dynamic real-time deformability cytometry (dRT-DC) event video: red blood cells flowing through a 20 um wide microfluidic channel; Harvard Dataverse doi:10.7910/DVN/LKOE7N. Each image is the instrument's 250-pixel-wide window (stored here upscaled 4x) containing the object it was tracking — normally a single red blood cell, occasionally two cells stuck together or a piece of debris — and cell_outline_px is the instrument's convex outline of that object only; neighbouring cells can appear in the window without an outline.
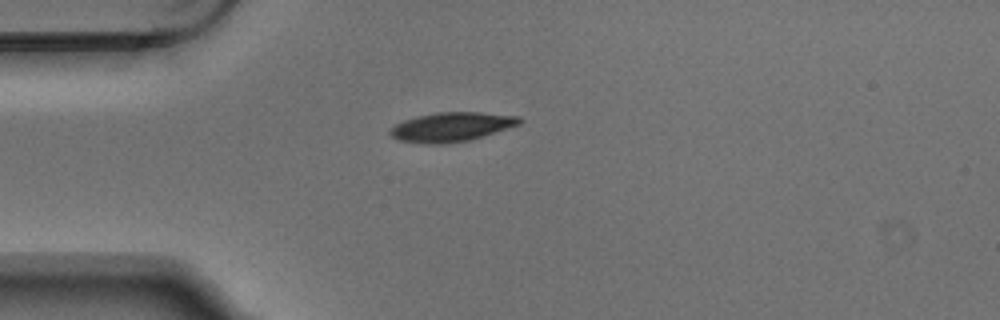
{"species": "Egyptian fruit bat (a non-hibernating species)", "species_latin": "Rousettus aegyptiacus", "temperature_condition": "warm", "stored_images_in_passage": 1, "camera_frame_rate_fps": 3000, "um_per_image_px": 0.085, "animal": {"sex": "male"}, "frame": {"image": 1, "passage_image": 1, "time_ms": 0.0, "image_size_px": [1000, 320], "cell_outline_px": [[524, 120], [520, 124], [468, 140], [448, 144], [424, 144], [400, 140], [392, 136], [388, 132], [396, 124], [404, 120], [436, 112], [480, 112], [520, 116]], "centroid_in_image_um": [38.39, 10.78], "position_along_channel_um": 46.6, "area_um2": 21.85}}